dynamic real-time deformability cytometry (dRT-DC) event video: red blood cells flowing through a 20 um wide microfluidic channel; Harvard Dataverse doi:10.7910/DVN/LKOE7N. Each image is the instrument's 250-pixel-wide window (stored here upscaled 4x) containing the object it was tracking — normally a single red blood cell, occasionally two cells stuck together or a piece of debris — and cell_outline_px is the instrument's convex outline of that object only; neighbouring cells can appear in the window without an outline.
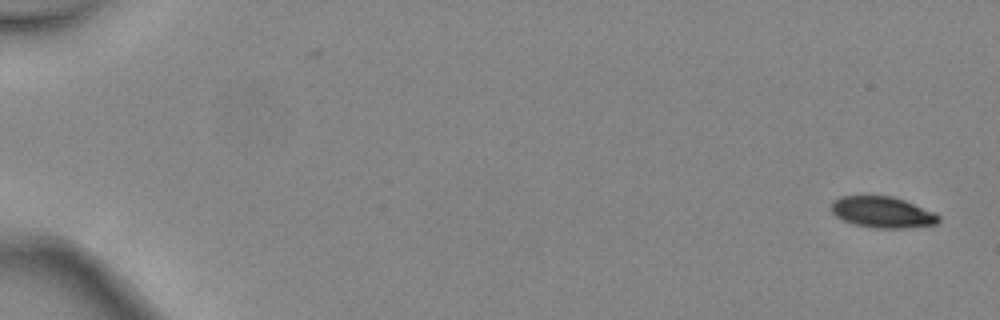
{"species": "common noctule bat (a hibernating species)", "species_latin": "Nyctalus noctula", "temperature_condition": "warm", "stored_images_in_passage": 5, "camera_frame_rate_fps": 3000, "um_per_image_px": 0.085, "animal": {"sex": "female", "body_mass_g": 24.6, "forearm_length_mm": 56.2}, "frame": {"image": 1, "passage_image": 1, "time_ms": 0.0, "image_size_px": [1000, 320], "cell_outline_px": [[940, 220], [936, 224], [908, 228], [872, 228], [852, 224], [836, 216], [832, 212], [832, 200], [840, 196], [892, 196], [904, 200], [932, 212], [940, 216]], "centroid_in_image_um": [74.98, 18.04], "position_along_channel_um": 10.0, "area_um2": 19.42}}
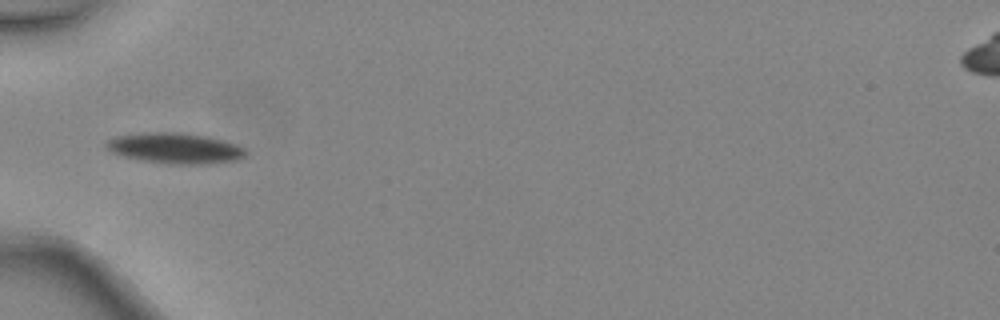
{"frame": {"image": 2, "passage_image": 5, "time_ms": 1.333, "image_size_px": [1000, 320], "cell_outline_px": [[248, 152], [244, 156], [236, 160], [208, 164], [168, 164], [144, 160], [124, 156], [112, 152], [104, 148], [104, 144], [112, 136], [140, 132], [184, 132], [208, 136], [236, 144], [244, 148]], "centroid_in_image_um": [14.85, 12.58], "position_along_channel_um": 70.2, "area_um2": 25.2}}